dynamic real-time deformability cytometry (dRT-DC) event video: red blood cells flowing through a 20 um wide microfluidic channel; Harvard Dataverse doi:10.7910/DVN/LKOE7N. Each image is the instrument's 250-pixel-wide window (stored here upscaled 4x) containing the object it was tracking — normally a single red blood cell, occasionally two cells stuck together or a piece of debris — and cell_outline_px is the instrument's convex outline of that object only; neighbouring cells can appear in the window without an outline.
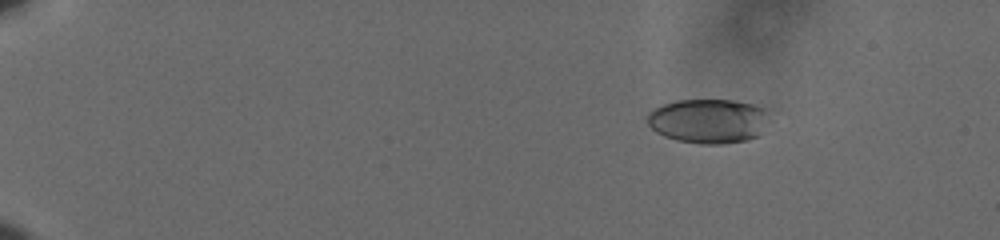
{"species": "human", "species_latin": "Homo sapiens", "temperature_condition": "cold", "stored_images_in_passage": 51, "camera_frame_rate_fps": 3000, "um_per_image_px": 0.085, "donor": {"sex": "male"}, "frame": {"image": 1, "passage_image": 1, "time_ms": 0.0, "image_size_px": [1000, 240], "cell_outline_px": [[772, 120], [756, 136], [748, 140], [724, 144], [700, 144], [676, 140], [664, 136], [656, 132], [648, 124], [648, 112], [664, 104], [676, 100], [732, 100], [772, 108]], "centroid_in_image_um": [60.32, 10.28], "position_along_channel_um": 24.7, "area_um2": 32.25}}
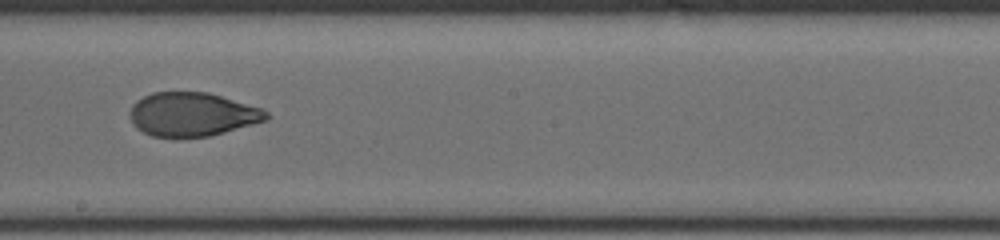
{"frame": {"image": 2, "passage_image": 29, "time_ms": 9.333, "image_size_px": [1000, 240], "cell_outline_px": [[272, 116], [268, 120], [224, 132], [208, 136], [152, 136], [136, 128], [132, 124], [128, 112], [132, 104], [136, 100], [152, 92], [208, 92], [264, 108]], "centroid_in_image_um": [16.36, 9.7], "position_along_channel_um": 231.8, "area_um2": 34.97}}
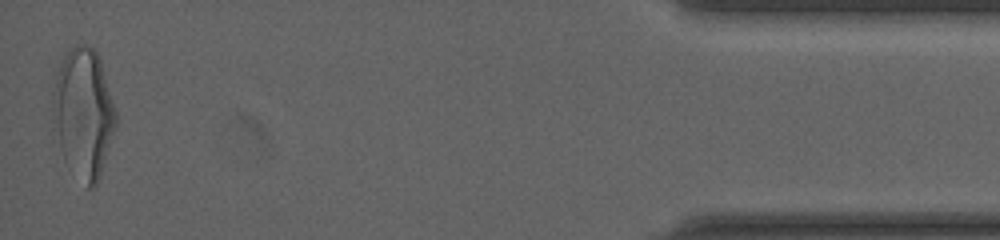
{"frame": {"image": 3, "passage_image": 51, "time_ms": 16.667, "image_size_px": [1000, 240], "cell_outline_px": [[116, 128], [96, 188], [88, 188], [64, 160], [52, 128], [52, 92], [56, 76], [64, 52], [76, 44], [84, 44], [92, 48], [96, 52], [100, 60], [116, 108]], "centroid_in_image_um": [7.08, 9.62], "position_along_channel_um": 428.1, "area_um2": 48.09}, "authors_computed_cell_mechanics": {"area_um2": 35.7204, "velocity_mm_per_s": 3.6203, "shape_relaxation_time_tau1_ms": 7.3281, "shape_relaxation_time_tau2_ms": 1.3994, "deformation_change_tau1": 0.2141, "deformation_change_tau2": 0.0628}}